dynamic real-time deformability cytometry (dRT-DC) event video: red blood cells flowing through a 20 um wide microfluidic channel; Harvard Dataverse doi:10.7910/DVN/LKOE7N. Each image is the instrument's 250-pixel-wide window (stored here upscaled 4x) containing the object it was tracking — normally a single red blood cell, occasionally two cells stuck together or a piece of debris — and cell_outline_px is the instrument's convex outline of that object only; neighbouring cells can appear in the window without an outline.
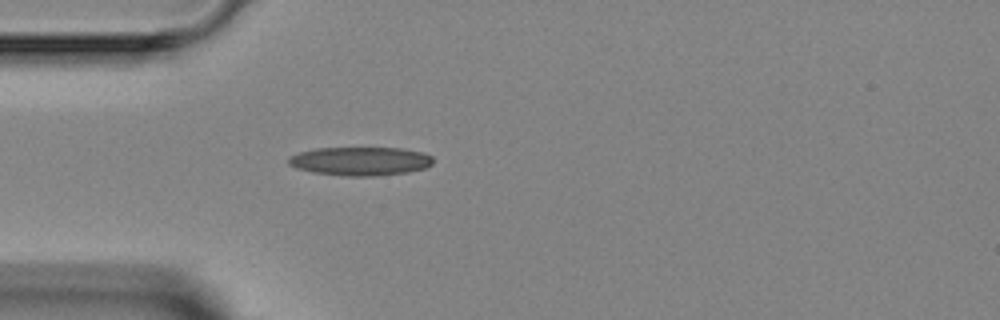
{"species": "Egyptian fruit bat (a non-hibernating species)", "species_latin": "Rousettus aegyptiacus", "temperature_condition": "room temperature", "stored_images_in_passage": 3, "camera_frame_rate_fps": 3000, "um_per_image_px": 0.085, "animal": {"sex": "female"}, "frame": {"image": 1, "passage_image": 3, "time_ms": 2.333, "image_size_px": [1000, 320], "cell_outline_px": [[432, 164], [424, 168], [408, 172], [372, 176], [344, 176], [312, 172], [296, 168], [288, 164], [288, 156], [300, 152], [316, 148], [400, 148], [424, 152], [432, 156]], "centroid_in_image_um": [30.61, 13.7], "position_along_channel_um": 54.4, "area_um2": 24.16}}